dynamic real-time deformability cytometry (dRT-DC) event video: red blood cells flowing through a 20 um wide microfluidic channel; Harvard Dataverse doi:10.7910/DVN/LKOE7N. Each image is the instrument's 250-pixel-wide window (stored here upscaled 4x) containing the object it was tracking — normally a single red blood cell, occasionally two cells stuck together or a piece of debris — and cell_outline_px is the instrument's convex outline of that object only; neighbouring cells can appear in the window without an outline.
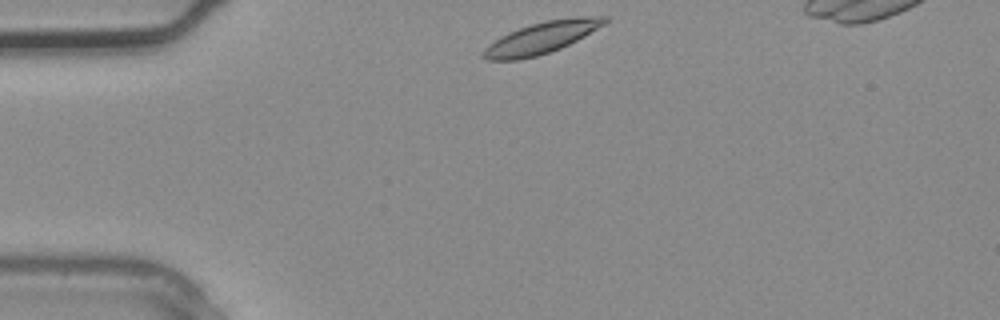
{"species": "common noctule bat (a hibernating species)", "species_latin": "Nyctalus noctula", "temperature_condition": "warm", "stored_images_in_passage": 3, "segment_of_instrument_passage": [2, 2], "camera_frame_rate_fps": 3000, "um_per_image_px": 0.085, "animal": {"sex": "male", "body_mass_g": 20.4}, "frame": {"image": 1, "passage_image": 3, "time_ms": 0.667, "image_size_px": [1000, 320], "cell_outline_px": [[608, 20], [604, 24], [584, 36], [560, 48], [536, 56], [516, 60], [488, 60], [480, 56], [484, 48], [488, 44], [500, 36], [508, 32], [532, 24], [548, 20], [576, 16], [608, 16]], "centroid_in_image_um": [45.99, 3.2], "position_along_channel_um": 39.0, "area_um2": 22.14}}